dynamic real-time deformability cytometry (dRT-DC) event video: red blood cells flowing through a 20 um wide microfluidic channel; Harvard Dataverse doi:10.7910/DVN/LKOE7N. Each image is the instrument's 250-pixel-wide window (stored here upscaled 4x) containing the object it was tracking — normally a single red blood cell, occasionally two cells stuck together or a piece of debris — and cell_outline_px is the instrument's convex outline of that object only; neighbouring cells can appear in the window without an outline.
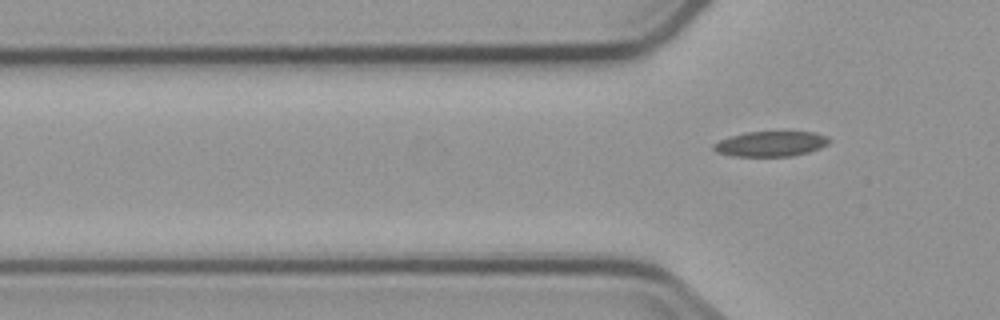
{"species": "common noctule bat (a hibernating species)", "species_latin": "Nyctalus noctula", "temperature_condition": "cold", "stored_images_in_passage": 2, "camera_frame_rate_fps": 3000, "um_per_image_px": 0.085, "animal": {"sex": "male", "body_mass_g": 23.1, "forearm_length_mm": 52.7}, "frame": {"image": 1, "passage_image": 2, "time_ms": 2.0, "image_size_px": [1000, 320], "cell_outline_px": [[832, 140], [828, 144], [820, 148], [808, 152], [792, 156], [732, 156], [716, 152], [712, 148], [712, 144], [720, 140], [744, 132], [816, 132], [828, 136]], "centroid_in_image_um": [65.53, 12.22], "position_along_channel_um": 60.3, "area_um2": 17.05}}